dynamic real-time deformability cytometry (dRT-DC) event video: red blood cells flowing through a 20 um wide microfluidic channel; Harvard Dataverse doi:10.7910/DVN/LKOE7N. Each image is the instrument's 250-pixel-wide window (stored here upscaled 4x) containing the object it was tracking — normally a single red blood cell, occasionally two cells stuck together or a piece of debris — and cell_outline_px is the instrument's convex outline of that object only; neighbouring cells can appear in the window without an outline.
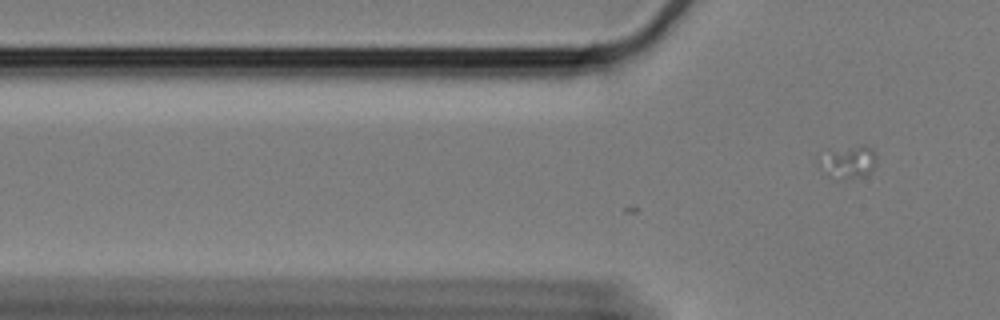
{"species": "Egyptian fruit bat (a non-hibernating species)", "species_latin": "Rousettus aegyptiacus", "temperature_condition": "cold", "stored_images_in_passage": 4, "camera_frame_rate_fps": 3000, "um_per_image_px": 0.085, "animal": {"sex": "female"}, "frame": {"image": 1, "passage_image": 4, "time_ms": 1.0, "image_size_px": [1000, 320], "cell_outline_px": [[876, 164], [864, 176], [836, 180], [828, 176], [816, 164], [816, 156], [832, 152], [856, 148], [872, 148], [876, 152]], "centroid_in_image_um": [72.03, 13.85], "position_along_channel_um": 53.8, "area_um2": 10.52}}